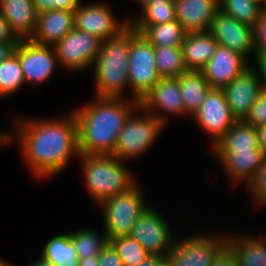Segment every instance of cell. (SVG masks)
<instances>
[{"mask_svg":"<svg viewBox=\"0 0 266 266\" xmlns=\"http://www.w3.org/2000/svg\"><path fill=\"white\" fill-rule=\"evenodd\" d=\"M158 266H173L171 260L168 257H164L158 264Z\"/></svg>","mask_w":266,"mask_h":266,"instance_id":"cell-47","label":"cell"},{"mask_svg":"<svg viewBox=\"0 0 266 266\" xmlns=\"http://www.w3.org/2000/svg\"><path fill=\"white\" fill-rule=\"evenodd\" d=\"M201 129L209 135L211 148L237 121L232 114L222 89L211 88L198 110L191 115Z\"/></svg>","mask_w":266,"mask_h":266,"instance_id":"cell-11","label":"cell"},{"mask_svg":"<svg viewBox=\"0 0 266 266\" xmlns=\"http://www.w3.org/2000/svg\"><path fill=\"white\" fill-rule=\"evenodd\" d=\"M218 4L221 12L251 27L264 11L259 0H218Z\"/></svg>","mask_w":266,"mask_h":266,"instance_id":"cell-30","label":"cell"},{"mask_svg":"<svg viewBox=\"0 0 266 266\" xmlns=\"http://www.w3.org/2000/svg\"><path fill=\"white\" fill-rule=\"evenodd\" d=\"M164 257L158 255H149L142 262L135 264L134 266H158L159 262Z\"/></svg>","mask_w":266,"mask_h":266,"instance_id":"cell-44","label":"cell"},{"mask_svg":"<svg viewBox=\"0 0 266 266\" xmlns=\"http://www.w3.org/2000/svg\"><path fill=\"white\" fill-rule=\"evenodd\" d=\"M139 106L165 124H167V118L164 117V112L173 116L179 115L182 117L183 115H188L185 111L177 78H160L139 102Z\"/></svg>","mask_w":266,"mask_h":266,"instance_id":"cell-15","label":"cell"},{"mask_svg":"<svg viewBox=\"0 0 266 266\" xmlns=\"http://www.w3.org/2000/svg\"><path fill=\"white\" fill-rule=\"evenodd\" d=\"M81 0H33L37 14L53 9L75 10Z\"/></svg>","mask_w":266,"mask_h":266,"instance_id":"cell-36","label":"cell"},{"mask_svg":"<svg viewBox=\"0 0 266 266\" xmlns=\"http://www.w3.org/2000/svg\"><path fill=\"white\" fill-rule=\"evenodd\" d=\"M131 25L120 35L102 41L94 60L95 97L126 98Z\"/></svg>","mask_w":266,"mask_h":266,"instance_id":"cell-3","label":"cell"},{"mask_svg":"<svg viewBox=\"0 0 266 266\" xmlns=\"http://www.w3.org/2000/svg\"><path fill=\"white\" fill-rule=\"evenodd\" d=\"M211 266H238L233 250L225 244L213 257Z\"/></svg>","mask_w":266,"mask_h":266,"instance_id":"cell-39","label":"cell"},{"mask_svg":"<svg viewBox=\"0 0 266 266\" xmlns=\"http://www.w3.org/2000/svg\"><path fill=\"white\" fill-rule=\"evenodd\" d=\"M28 266H55L54 263L46 260L42 256L35 260L33 263H30Z\"/></svg>","mask_w":266,"mask_h":266,"instance_id":"cell-46","label":"cell"},{"mask_svg":"<svg viewBox=\"0 0 266 266\" xmlns=\"http://www.w3.org/2000/svg\"><path fill=\"white\" fill-rule=\"evenodd\" d=\"M0 266H13V265L11 263L4 261L3 259H0Z\"/></svg>","mask_w":266,"mask_h":266,"instance_id":"cell-49","label":"cell"},{"mask_svg":"<svg viewBox=\"0 0 266 266\" xmlns=\"http://www.w3.org/2000/svg\"><path fill=\"white\" fill-rule=\"evenodd\" d=\"M99 266H124L122 259L110 242L99 254Z\"/></svg>","mask_w":266,"mask_h":266,"instance_id":"cell-38","label":"cell"},{"mask_svg":"<svg viewBox=\"0 0 266 266\" xmlns=\"http://www.w3.org/2000/svg\"><path fill=\"white\" fill-rule=\"evenodd\" d=\"M102 40L75 27L53 47L59 65L69 71L90 69L101 49Z\"/></svg>","mask_w":266,"mask_h":266,"instance_id":"cell-8","label":"cell"},{"mask_svg":"<svg viewBox=\"0 0 266 266\" xmlns=\"http://www.w3.org/2000/svg\"><path fill=\"white\" fill-rule=\"evenodd\" d=\"M78 158L88 192L98 205L137 184L124 161L113 155L80 154Z\"/></svg>","mask_w":266,"mask_h":266,"instance_id":"cell-4","label":"cell"},{"mask_svg":"<svg viewBox=\"0 0 266 266\" xmlns=\"http://www.w3.org/2000/svg\"><path fill=\"white\" fill-rule=\"evenodd\" d=\"M255 61V66H253L252 63L250 64L254 67L259 76L262 90L266 91V53H256Z\"/></svg>","mask_w":266,"mask_h":266,"instance_id":"cell-40","label":"cell"},{"mask_svg":"<svg viewBox=\"0 0 266 266\" xmlns=\"http://www.w3.org/2000/svg\"><path fill=\"white\" fill-rule=\"evenodd\" d=\"M221 164L229 180L244 182L245 186L252 179L265 158L261 149L244 152H212Z\"/></svg>","mask_w":266,"mask_h":266,"instance_id":"cell-20","label":"cell"},{"mask_svg":"<svg viewBox=\"0 0 266 266\" xmlns=\"http://www.w3.org/2000/svg\"><path fill=\"white\" fill-rule=\"evenodd\" d=\"M256 205H266V157L252 179L246 185Z\"/></svg>","mask_w":266,"mask_h":266,"instance_id":"cell-34","label":"cell"},{"mask_svg":"<svg viewBox=\"0 0 266 266\" xmlns=\"http://www.w3.org/2000/svg\"><path fill=\"white\" fill-rule=\"evenodd\" d=\"M18 42L0 43V63L15 53Z\"/></svg>","mask_w":266,"mask_h":266,"instance_id":"cell-42","label":"cell"},{"mask_svg":"<svg viewBox=\"0 0 266 266\" xmlns=\"http://www.w3.org/2000/svg\"><path fill=\"white\" fill-rule=\"evenodd\" d=\"M176 20L187 33L207 32L219 10L218 0H174Z\"/></svg>","mask_w":266,"mask_h":266,"instance_id":"cell-18","label":"cell"},{"mask_svg":"<svg viewBox=\"0 0 266 266\" xmlns=\"http://www.w3.org/2000/svg\"><path fill=\"white\" fill-rule=\"evenodd\" d=\"M6 132H0V146H4L5 145V140H4V136H5Z\"/></svg>","mask_w":266,"mask_h":266,"instance_id":"cell-48","label":"cell"},{"mask_svg":"<svg viewBox=\"0 0 266 266\" xmlns=\"http://www.w3.org/2000/svg\"><path fill=\"white\" fill-rule=\"evenodd\" d=\"M15 53L19 57L25 84L41 85L52 77L59 65L53 46L30 39L20 40Z\"/></svg>","mask_w":266,"mask_h":266,"instance_id":"cell-13","label":"cell"},{"mask_svg":"<svg viewBox=\"0 0 266 266\" xmlns=\"http://www.w3.org/2000/svg\"><path fill=\"white\" fill-rule=\"evenodd\" d=\"M142 34L154 47H180L187 31L177 21L147 26Z\"/></svg>","mask_w":266,"mask_h":266,"instance_id":"cell-28","label":"cell"},{"mask_svg":"<svg viewBox=\"0 0 266 266\" xmlns=\"http://www.w3.org/2000/svg\"><path fill=\"white\" fill-rule=\"evenodd\" d=\"M20 40L15 37L11 32L7 20L0 11V43L2 42H19Z\"/></svg>","mask_w":266,"mask_h":266,"instance_id":"cell-41","label":"cell"},{"mask_svg":"<svg viewBox=\"0 0 266 266\" xmlns=\"http://www.w3.org/2000/svg\"><path fill=\"white\" fill-rule=\"evenodd\" d=\"M208 32L218 45L227 47L231 51L250 59L249 55L256 54L253 27L241 23L231 16L218 10L211 21Z\"/></svg>","mask_w":266,"mask_h":266,"instance_id":"cell-14","label":"cell"},{"mask_svg":"<svg viewBox=\"0 0 266 266\" xmlns=\"http://www.w3.org/2000/svg\"><path fill=\"white\" fill-rule=\"evenodd\" d=\"M227 236L193 234L178 239L167 256L173 266H211L215 254L226 244Z\"/></svg>","mask_w":266,"mask_h":266,"instance_id":"cell-12","label":"cell"},{"mask_svg":"<svg viewBox=\"0 0 266 266\" xmlns=\"http://www.w3.org/2000/svg\"><path fill=\"white\" fill-rule=\"evenodd\" d=\"M254 44L256 53H266V10L253 26Z\"/></svg>","mask_w":266,"mask_h":266,"instance_id":"cell-37","label":"cell"},{"mask_svg":"<svg viewBox=\"0 0 266 266\" xmlns=\"http://www.w3.org/2000/svg\"><path fill=\"white\" fill-rule=\"evenodd\" d=\"M0 11L16 38L27 40L32 37L38 17L33 0H0Z\"/></svg>","mask_w":266,"mask_h":266,"instance_id":"cell-21","label":"cell"},{"mask_svg":"<svg viewBox=\"0 0 266 266\" xmlns=\"http://www.w3.org/2000/svg\"><path fill=\"white\" fill-rule=\"evenodd\" d=\"M180 92L188 116L194 114L211 89L202 71L187 70L178 77Z\"/></svg>","mask_w":266,"mask_h":266,"instance_id":"cell-25","label":"cell"},{"mask_svg":"<svg viewBox=\"0 0 266 266\" xmlns=\"http://www.w3.org/2000/svg\"><path fill=\"white\" fill-rule=\"evenodd\" d=\"M70 237L76 249L78 259L98 256L109 242L106 234H99L95 229L82 228L70 232Z\"/></svg>","mask_w":266,"mask_h":266,"instance_id":"cell-31","label":"cell"},{"mask_svg":"<svg viewBox=\"0 0 266 266\" xmlns=\"http://www.w3.org/2000/svg\"><path fill=\"white\" fill-rule=\"evenodd\" d=\"M259 149L256 128L237 120L228 132L212 147V152H244Z\"/></svg>","mask_w":266,"mask_h":266,"instance_id":"cell-24","label":"cell"},{"mask_svg":"<svg viewBox=\"0 0 266 266\" xmlns=\"http://www.w3.org/2000/svg\"><path fill=\"white\" fill-rule=\"evenodd\" d=\"M155 64L161 78H177L187 71L182 46L154 47Z\"/></svg>","mask_w":266,"mask_h":266,"instance_id":"cell-29","label":"cell"},{"mask_svg":"<svg viewBox=\"0 0 266 266\" xmlns=\"http://www.w3.org/2000/svg\"><path fill=\"white\" fill-rule=\"evenodd\" d=\"M218 43L207 32L187 33L182 43L187 70L201 71L213 56Z\"/></svg>","mask_w":266,"mask_h":266,"instance_id":"cell-22","label":"cell"},{"mask_svg":"<svg viewBox=\"0 0 266 266\" xmlns=\"http://www.w3.org/2000/svg\"><path fill=\"white\" fill-rule=\"evenodd\" d=\"M259 148L266 157V125L256 127Z\"/></svg>","mask_w":266,"mask_h":266,"instance_id":"cell-43","label":"cell"},{"mask_svg":"<svg viewBox=\"0 0 266 266\" xmlns=\"http://www.w3.org/2000/svg\"><path fill=\"white\" fill-rule=\"evenodd\" d=\"M141 14L130 25L141 33L147 26L158 25L176 20L174 0H148L141 5Z\"/></svg>","mask_w":266,"mask_h":266,"instance_id":"cell-26","label":"cell"},{"mask_svg":"<svg viewBox=\"0 0 266 266\" xmlns=\"http://www.w3.org/2000/svg\"><path fill=\"white\" fill-rule=\"evenodd\" d=\"M145 196L136 184L129 191L112 196L99 204L103 213L104 233L110 240L118 236H128L139 216L149 207Z\"/></svg>","mask_w":266,"mask_h":266,"instance_id":"cell-6","label":"cell"},{"mask_svg":"<svg viewBox=\"0 0 266 266\" xmlns=\"http://www.w3.org/2000/svg\"><path fill=\"white\" fill-rule=\"evenodd\" d=\"M249 62L250 60L237 52L218 45L201 71L211 88L222 89L248 68L251 65Z\"/></svg>","mask_w":266,"mask_h":266,"instance_id":"cell-17","label":"cell"},{"mask_svg":"<svg viewBox=\"0 0 266 266\" xmlns=\"http://www.w3.org/2000/svg\"><path fill=\"white\" fill-rule=\"evenodd\" d=\"M236 236L228 235L226 244L233 250L238 266H266L264 238L257 235Z\"/></svg>","mask_w":266,"mask_h":266,"instance_id":"cell-23","label":"cell"},{"mask_svg":"<svg viewBox=\"0 0 266 266\" xmlns=\"http://www.w3.org/2000/svg\"><path fill=\"white\" fill-rule=\"evenodd\" d=\"M165 126L156 116L138 106L127 117L118 135L113 156L122 161L140 156L155 143Z\"/></svg>","mask_w":266,"mask_h":266,"instance_id":"cell-5","label":"cell"},{"mask_svg":"<svg viewBox=\"0 0 266 266\" xmlns=\"http://www.w3.org/2000/svg\"><path fill=\"white\" fill-rule=\"evenodd\" d=\"M95 97L93 103L73 109L80 154L113 155L118 135L137 100Z\"/></svg>","mask_w":266,"mask_h":266,"instance_id":"cell-2","label":"cell"},{"mask_svg":"<svg viewBox=\"0 0 266 266\" xmlns=\"http://www.w3.org/2000/svg\"><path fill=\"white\" fill-rule=\"evenodd\" d=\"M232 114L244 120L262 91L259 76L252 65L222 88Z\"/></svg>","mask_w":266,"mask_h":266,"instance_id":"cell-16","label":"cell"},{"mask_svg":"<svg viewBox=\"0 0 266 266\" xmlns=\"http://www.w3.org/2000/svg\"><path fill=\"white\" fill-rule=\"evenodd\" d=\"M109 242L116 249L124 266H134L150 255L144 247L130 235L114 237L110 239Z\"/></svg>","mask_w":266,"mask_h":266,"instance_id":"cell-33","label":"cell"},{"mask_svg":"<svg viewBox=\"0 0 266 266\" xmlns=\"http://www.w3.org/2000/svg\"><path fill=\"white\" fill-rule=\"evenodd\" d=\"M25 84L19 57L16 53L0 63V97L18 92Z\"/></svg>","mask_w":266,"mask_h":266,"instance_id":"cell-32","label":"cell"},{"mask_svg":"<svg viewBox=\"0 0 266 266\" xmlns=\"http://www.w3.org/2000/svg\"><path fill=\"white\" fill-rule=\"evenodd\" d=\"M78 266H99V255L79 259Z\"/></svg>","mask_w":266,"mask_h":266,"instance_id":"cell-45","label":"cell"},{"mask_svg":"<svg viewBox=\"0 0 266 266\" xmlns=\"http://www.w3.org/2000/svg\"><path fill=\"white\" fill-rule=\"evenodd\" d=\"M139 6H141L144 2L148 1V0H135Z\"/></svg>","mask_w":266,"mask_h":266,"instance_id":"cell-50","label":"cell"},{"mask_svg":"<svg viewBox=\"0 0 266 266\" xmlns=\"http://www.w3.org/2000/svg\"><path fill=\"white\" fill-rule=\"evenodd\" d=\"M16 122V131L4 136L5 145L14 140L19 142L29 171L38 179L57 175L73 156L80 155L77 121L72 110L63 118H22Z\"/></svg>","mask_w":266,"mask_h":266,"instance_id":"cell-1","label":"cell"},{"mask_svg":"<svg viewBox=\"0 0 266 266\" xmlns=\"http://www.w3.org/2000/svg\"><path fill=\"white\" fill-rule=\"evenodd\" d=\"M123 20V21H122ZM117 20L112 10L103 3L83 4L74 10V26L105 41L120 35L130 26V18Z\"/></svg>","mask_w":266,"mask_h":266,"instance_id":"cell-10","label":"cell"},{"mask_svg":"<svg viewBox=\"0 0 266 266\" xmlns=\"http://www.w3.org/2000/svg\"><path fill=\"white\" fill-rule=\"evenodd\" d=\"M154 46L131 26L128 57V86L133 100L140 102L160 79Z\"/></svg>","mask_w":266,"mask_h":266,"instance_id":"cell-7","label":"cell"},{"mask_svg":"<svg viewBox=\"0 0 266 266\" xmlns=\"http://www.w3.org/2000/svg\"><path fill=\"white\" fill-rule=\"evenodd\" d=\"M74 10L53 9L38 14L37 25L30 40L54 46L74 28Z\"/></svg>","mask_w":266,"mask_h":266,"instance_id":"cell-19","label":"cell"},{"mask_svg":"<svg viewBox=\"0 0 266 266\" xmlns=\"http://www.w3.org/2000/svg\"><path fill=\"white\" fill-rule=\"evenodd\" d=\"M244 121L255 128L266 125V91L262 90Z\"/></svg>","mask_w":266,"mask_h":266,"instance_id":"cell-35","label":"cell"},{"mask_svg":"<svg viewBox=\"0 0 266 266\" xmlns=\"http://www.w3.org/2000/svg\"><path fill=\"white\" fill-rule=\"evenodd\" d=\"M263 8L266 10V0H262Z\"/></svg>","mask_w":266,"mask_h":266,"instance_id":"cell-51","label":"cell"},{"mask_svg":"<svg viewBox=\"0 0 266 266\" xmlns=\"http://www.w3.org/2000/svg\"><path fill=\"white\" fill-rule=\"evenodd\" d=\"M172 231L165 218L149 206L139 216L130 236L136 239L150 255L167 257L177 240Z\"/></svg>","mask_w":266,"mask_h":266,"instance_id":"cell-9","label":"cell"},{"mask_svg":"<svg viewBox=\"0 0 266 266\" xmlns=\"http://www.w3.org/2000/svg\"><path fill=\"white\" fill-rule=\"evenodd\" d=\"M41 256L55 266H78L76 249L69 233L53 236L46 242Z\"/></svg>","mask_w":266,"mask_h":266,"instance_id":"cell-27","label":"cell"}]
</instances>
